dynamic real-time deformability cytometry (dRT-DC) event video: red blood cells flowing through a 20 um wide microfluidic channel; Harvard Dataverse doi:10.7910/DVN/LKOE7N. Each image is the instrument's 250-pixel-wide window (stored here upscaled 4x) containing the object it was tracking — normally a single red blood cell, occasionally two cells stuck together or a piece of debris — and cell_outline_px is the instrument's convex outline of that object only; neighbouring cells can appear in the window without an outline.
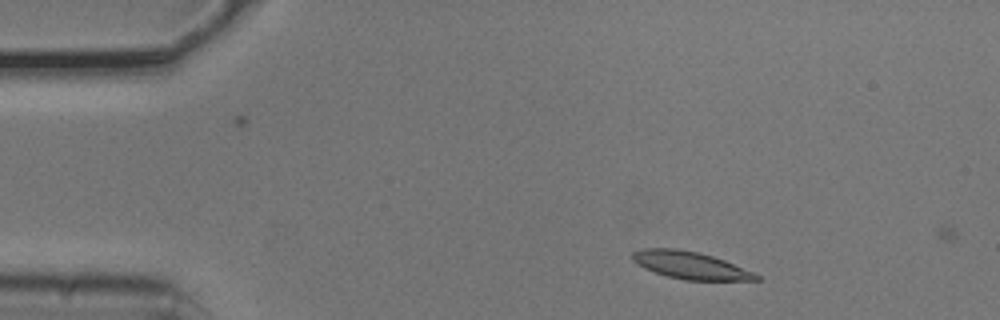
{"species": "common noctule bat (a hibernating species)", "species_latin": "Nyctalus noctula", "temperature_condition": "cold", "stored_images_in_passage": 4, "camera_frame_rate_fps": 3000, "um_per_image_px": 0.085, "animal": {"sex": "male", "body_mass_g": 20.5, "forearm_length_mm": 52.5}, "frame": {"image": 1, "passage_image": 2, "time_ms": 0.333, "image_size_px": [1000, 320], "cell_outline_px": [[764, 280], [684, 280], [668, 276], [644, 268], [636, 264], [632, 260], [632, 252], [644, 248], [676, 248], [696, 252], [712, 256], [724, 260], [756, 272]], "centroid_in_image_um": [58.71, 22.55], "position_along_channel_um": 26.3, "area_um2": 19.77}}